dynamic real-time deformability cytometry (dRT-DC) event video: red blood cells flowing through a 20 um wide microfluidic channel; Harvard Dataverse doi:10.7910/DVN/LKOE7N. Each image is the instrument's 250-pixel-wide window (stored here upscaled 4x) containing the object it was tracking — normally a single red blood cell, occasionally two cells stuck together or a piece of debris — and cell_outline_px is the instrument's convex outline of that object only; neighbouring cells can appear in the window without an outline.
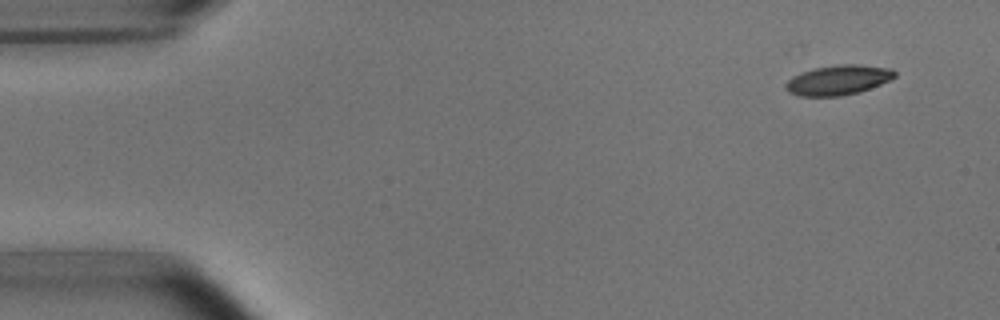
{"species": "common noctule bat (a hibernating species)", "species_latin": "Nyctalus noctula", "temperature_condition": "room temperature", "stored_images_in_passage": 6, "camera_frame_rate_fps": 3000, "um_per_image_px": 0.085, "animal": {"sex": "male", "body_mass_g": 15.6}, "frame": {"image": 1, "passage_image": 1, "time_ms": 0.0, "image_size_px": [1000, 320], "cell_outline_px": [[896, 76], [880, 84], [860, 92], [840, 96], [800, 96], [788, 92], [784, 88], [784, 84], [792, 76], [800, 72], [812, 68], [836, 64], [860, 64], [892, 68], [896, 72]], "centroid_in_image_um": [71.21, 6.79], "position_along_channel_um": 13.8, "area_um2": 19.25}}
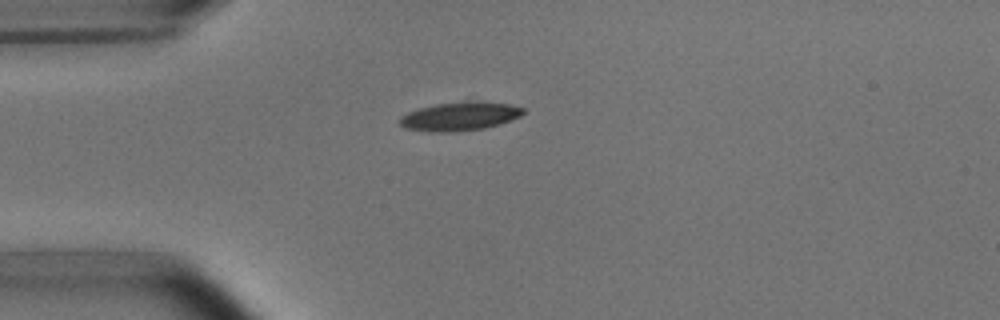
{"frame": {"image": 2, "passage_image": 4, "time_ms": 3.333, "image_size_px": [1000, 320], "cell_outline_px": [[524, 112], [520, 116], [512, 120], [500, 124], [484, 128], [452, 132], [428, 132], [404, 128], [400, 124], [400, 116], [408, 112], [420, 108], [436, 104], [464, 100], [484, 100], [512, 104], [524, 108]], "centroid_in_image_um": [39.12, 9.86], "position_along_channel_um": 45.9, "area_um2": 21.1}}